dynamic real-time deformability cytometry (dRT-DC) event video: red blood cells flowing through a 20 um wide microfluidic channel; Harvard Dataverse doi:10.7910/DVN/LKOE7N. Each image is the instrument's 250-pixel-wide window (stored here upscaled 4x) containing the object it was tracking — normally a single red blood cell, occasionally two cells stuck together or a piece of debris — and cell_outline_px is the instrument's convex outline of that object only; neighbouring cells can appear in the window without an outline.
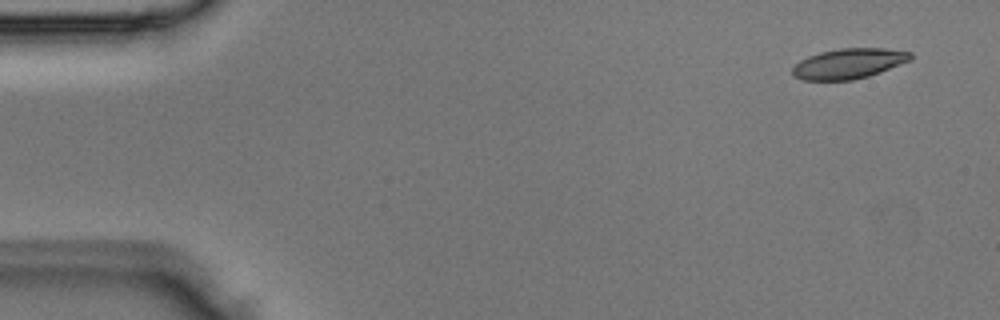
{"species": "Egyptian fruit bat (a non-hibernating species)", "species_latin": "Rousettus aegyptiacus", "temperature_condition": "room temperature", "stored_images_in_passage": 4, "camera_frame_rate_fps": 3000, "um_per_image_px": 0.085, "animal": {"sex": "male"}, "frame": {"image": 1, "passage_image": 1, "time_ms": 0.0, "image_size_px": [1000, 320], "cell_outline_px": [[912, 60], [880, 72], [868, 76], [852, 80], [804, 80], [796, 76], [792, 72], [792, 68], [800, 60], [808, 56], [820, 52], [840, 48], [884, 48], [912, 52]], "centroid_in_image_um": [72.17, 5.39], "position_along_channel_um": 12.8, "area_um2": 20.75}}